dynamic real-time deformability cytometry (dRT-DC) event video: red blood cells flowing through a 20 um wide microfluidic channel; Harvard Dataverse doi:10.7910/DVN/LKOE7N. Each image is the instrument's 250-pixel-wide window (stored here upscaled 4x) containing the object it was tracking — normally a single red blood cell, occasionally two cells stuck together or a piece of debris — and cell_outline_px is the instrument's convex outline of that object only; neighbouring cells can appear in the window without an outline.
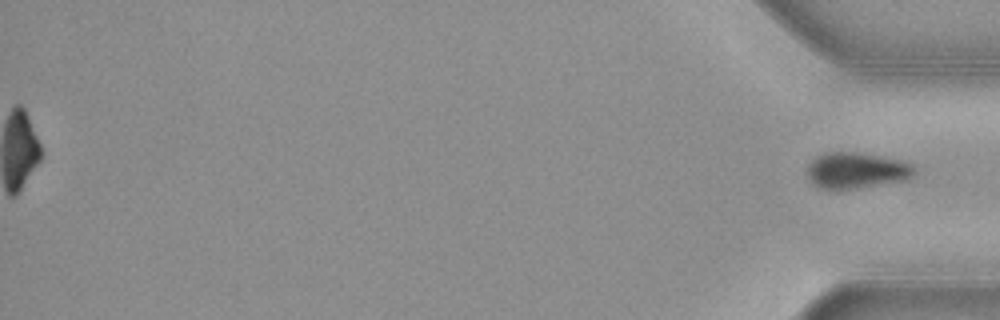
{"species": "common noctule bat (a hibernating species)", "species_latin": "Nyctalus noctula", "temperature_condition": "cold", "stored_images_in_passage": 47, "segment_of_instrument_passage": [2, 2], "camera_frame_rate_fps": 3000, "um_per_image_px": 0.085, "animal": {"sex": "female", "body_mass_g": 19.3, "forearm_length_mm": 54.1}, "frame": {"image": 1, "passage_image": 47, "time_ms": 15.333, "image_size_px": [1000, 320], "cell_outline_px": [[916, 172], [912, 176], [904, 180], [832, 192], [820, 188], [812, 184], [808, 176], [808, 164], [816, 156], [824, 152], [856, 152], [896, 160], [912, 164]], "centroid_in_image_um": [72.71, 14.52], "position_along_channel_um": 362.5, "area_um2": 22.54}}